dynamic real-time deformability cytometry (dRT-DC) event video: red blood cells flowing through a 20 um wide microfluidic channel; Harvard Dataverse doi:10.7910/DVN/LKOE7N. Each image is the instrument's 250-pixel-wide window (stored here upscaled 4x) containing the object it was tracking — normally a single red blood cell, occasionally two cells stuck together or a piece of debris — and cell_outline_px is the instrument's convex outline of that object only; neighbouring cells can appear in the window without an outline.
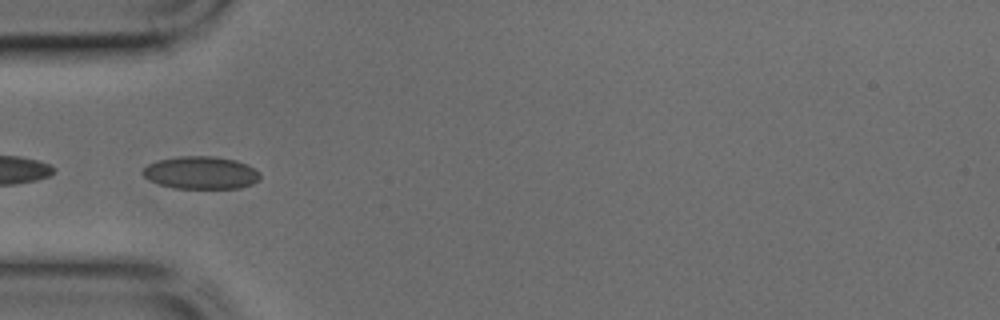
{"species": "common noctule bat (a hibernating species)", "species_latin": "Nyctalus noctula", "temperature_condition": "cold", "stored_images_in_passage": 41, "camera_frame_rate_fps": 3000, "um_per_image_px": 0.085, "animal": {"sex": "male", "body_mass_g": 17.9, "forearm_length_mm": 54.2}, "frame": {"image": 1, "passage_image": 13, "time_ms": 4.0, "image_size_px": [1000, 320], "cell_outline_px": [[260, 180], [252, 184], [240, 188], [172, 188], [148, 180], [144, 176], [144, 168], [148, 164], [160, 160], [180, 156], [212, 156], [236, 160], [260, 172]], "centroid_in_image_um": [17.09, 14.69], "position_along_channel_um": 67.9, "area_um2": 22.14}}
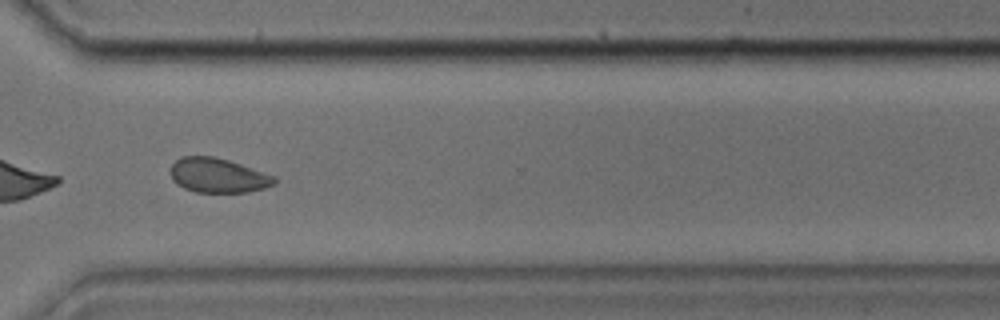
{"frame": {"image": 2, "passage_image": 32, "time_ms": 10.333, "image_size_px": [1000, 320], "cell_outline_px": [[276, 180], [272, 184], [264, 188], [248, 192], [196, 192], [184, 188], [176, 184], [172, 180], [168, 172], [172, 164], [180, 156], [212, 156], [228, 160], [276, 176]], "centroid_in_image_um": [18.47, 14.91], "position_along_channel_um": 352.1, "area_um2": 20.98}}